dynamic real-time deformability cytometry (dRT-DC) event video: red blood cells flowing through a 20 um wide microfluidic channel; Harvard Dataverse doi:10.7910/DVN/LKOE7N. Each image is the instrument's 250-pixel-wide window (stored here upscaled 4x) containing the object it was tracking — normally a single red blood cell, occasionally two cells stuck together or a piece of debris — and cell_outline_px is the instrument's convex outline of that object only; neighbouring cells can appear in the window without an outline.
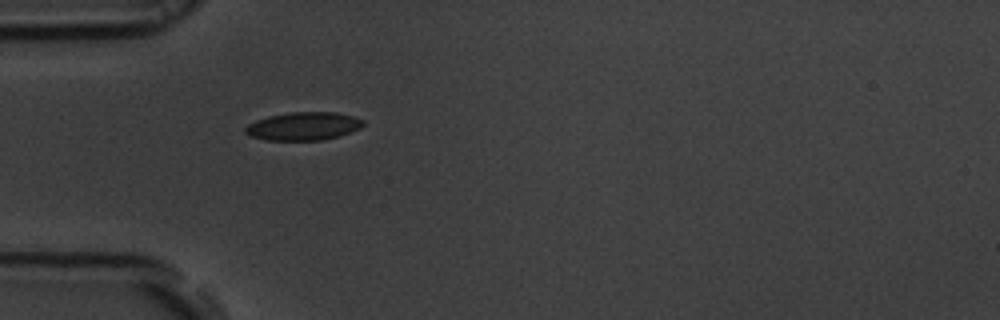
{"species": "common noctule bat (a hibernating species)", "species_latin": "Nyctalus noctula", "temperature_condition": "room temperature", "stored_images_in_passage": 1, "camera_frame_rate_fps": 3000, "um_per_image_px": 0.085, "animal": {"sex": "male", "body_mass_g": 19.5, "forearm_length_mm": 54.6}, "frame": {"image": 1, "passage_image": 1, "time_ms": 0.0, "image_size_px": [1000, 320], "cell_outline_px": [[364, 124], [360, 128], [340, 136], [320, 140], [264, 140], [248, 136], [244, 132], [244, 128], [248, 124], [256, 120], [268, 116], [292, 112], [336, 112], [352, 116], [364, 120]], "centroid_in_image_um": [25.76, 10.73], "position_along_channel_um": 59.2, "area_um2": 19.42}}